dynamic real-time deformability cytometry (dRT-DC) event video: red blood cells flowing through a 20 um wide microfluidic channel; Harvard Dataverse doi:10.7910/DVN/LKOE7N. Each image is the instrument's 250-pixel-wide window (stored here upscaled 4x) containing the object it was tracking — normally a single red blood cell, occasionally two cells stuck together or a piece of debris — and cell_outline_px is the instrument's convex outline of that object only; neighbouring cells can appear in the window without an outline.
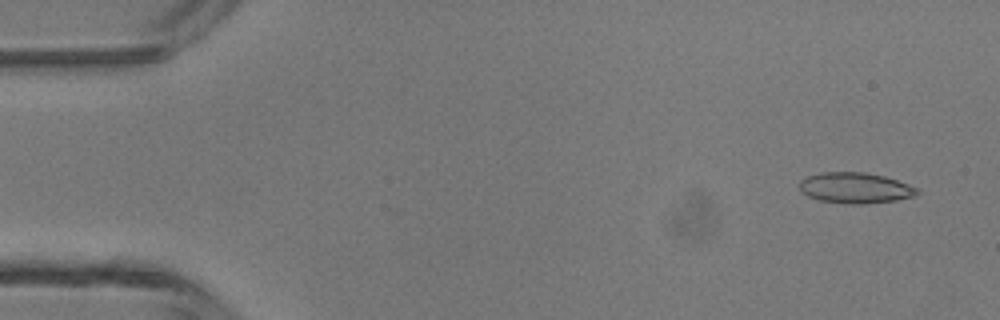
{"species": "common noctule bat (a hibernating species)", "species_latin": "Nyctalus noctula", "temperature_condition": "room temperature", "stored_images_in_passage": 13, "camera_frame_rate_fps": 3000, "um_per_image_px": 0.085, "animal": {"sex": "male", "body_mass_g": 13.3}, "frame": {"image": 1, "passage_image": 3, "time_ms": 0.667, "image_size_px": [1000, 320], "cell_outline_px": [[920, 192], [912, 196], [896, 200], [860, 204], [848, 204], [820, 200], [808, 196], [800, 192], [800, 180], [804, 176], [820, 172], [864, 172], [884, 176], [908, 184], [916, 188]], "centroid_in_image_um": [72.63, 15.96], "position_along_channel_um": 12.4, "area_um2": 21.04}}